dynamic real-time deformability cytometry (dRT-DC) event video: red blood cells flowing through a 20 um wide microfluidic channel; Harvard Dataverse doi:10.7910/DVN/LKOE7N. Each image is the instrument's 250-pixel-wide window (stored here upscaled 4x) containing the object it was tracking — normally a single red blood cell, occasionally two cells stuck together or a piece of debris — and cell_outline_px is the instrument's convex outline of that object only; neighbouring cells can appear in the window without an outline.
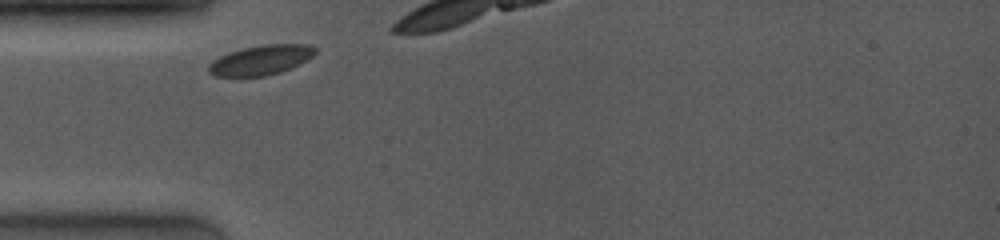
{"species": "common noctule bat (a hibernating species)", "species_latin": "Nyctalus noctula", "temperature_condition": "room temperature", "stored_images_in_passage": 9, "camera_frame_rate_fps": 4000, "um_per_image_px": 0.085, "animal": {"sex": "female", "body_mass_g": 19.0, "forearm_length_mm": 53.3}, "frame": {"image": 1, "passage_image": 1, "time_ms": 0.0, "image_size_px": [1000, 240], "cell_outline_px": [[316, 52], [308, 60], [280, 72], [264, 76], [216, 76], [208, 72], [208, 64], [212, 60], [228, 52], [244, 48], [264, 44], [304, 44], [316, 48]], "centroid_in_image_um": [22.15, 5.1], "position_along_channel_um": 62.8, "area_um2": 18.38}}